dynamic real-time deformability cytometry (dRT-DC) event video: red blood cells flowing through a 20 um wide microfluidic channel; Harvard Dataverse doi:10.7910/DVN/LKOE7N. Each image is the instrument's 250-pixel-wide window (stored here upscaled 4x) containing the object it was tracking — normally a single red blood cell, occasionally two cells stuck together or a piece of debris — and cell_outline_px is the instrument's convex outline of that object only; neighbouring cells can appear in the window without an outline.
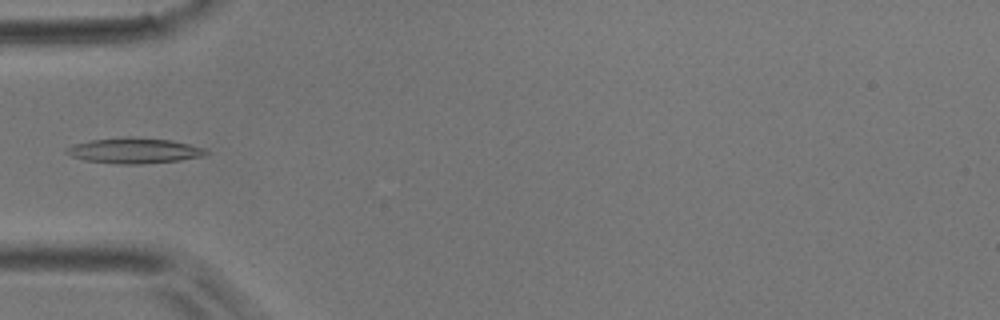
{"species": "common noctule bat (a hibernating species)", "species_latin": "Nyctalus noctula", "temperature_condition": "room temperature", "stored_images_in_passage": 35, "camera_frame_rate_fps": 3000, "um_per_image_px": 0.085, "animal": {"sex": "male", "body_mass_g": 17.9}, "frame": {"image": 1, "passage_image": 1, "time_ms": 0.0, "image_size_px": [1000, 320], "cell_outline_px": [[208, 152], [204, 156], [180, 160], [140, 164], [120, 164], [84, 160], [72, 156], [64, 152], [64, 148], [72, 144], [88, 140], [128, 136], [168, 140], [188, 144], [204, 148]], "centroid_in_image_um": [11.34, 12.8], "position_along_channel_um": 73.7, "area_um2": 20.75}}
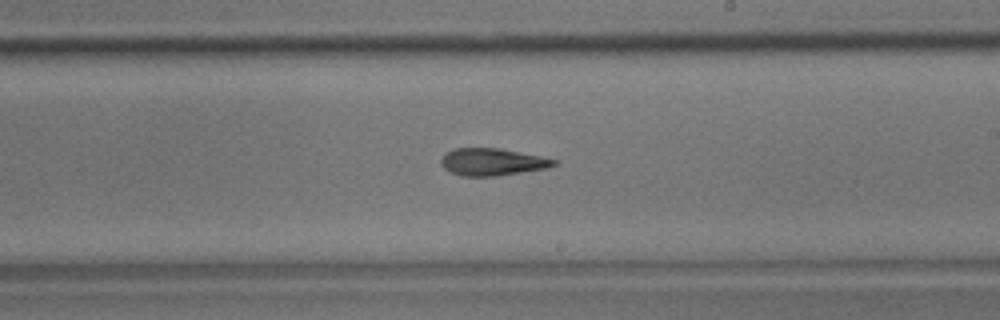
{"frame": {"image": 2, "passage_image": 14, "time_ms": 4.333, "image_size_px": [1000, 320], "cell_outline_px": [[560, 160], [556, 164], [544, 168], [496, 176], [460, 176], [444, 168], [440, 164], [440, 160], [448, 152], [456, 148], [500, 148]], "centroid_in_image_um": [41.84, 13.76], "position_along_channel_um": 247.2, "area_um2": 17.69}}
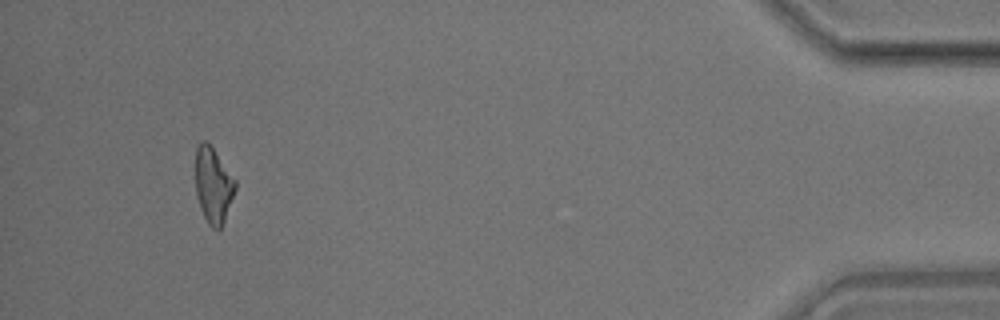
{"frame": {"image": 3, "passage_image": 32, "time_ms": 10.333, "image_size_px": [1000, 320], "cell_outline_px": [[236, 188], [224, 220], [220, 228], [212, 228], [208, 224], [200, 208], [196, 196], [196, 148], [200, 140], [208, 140], [236, 180]], "centroid_in_image_um": [18.11, 15.69], "position_along_channel_um": 417.1, "area_um2": 17.57}}